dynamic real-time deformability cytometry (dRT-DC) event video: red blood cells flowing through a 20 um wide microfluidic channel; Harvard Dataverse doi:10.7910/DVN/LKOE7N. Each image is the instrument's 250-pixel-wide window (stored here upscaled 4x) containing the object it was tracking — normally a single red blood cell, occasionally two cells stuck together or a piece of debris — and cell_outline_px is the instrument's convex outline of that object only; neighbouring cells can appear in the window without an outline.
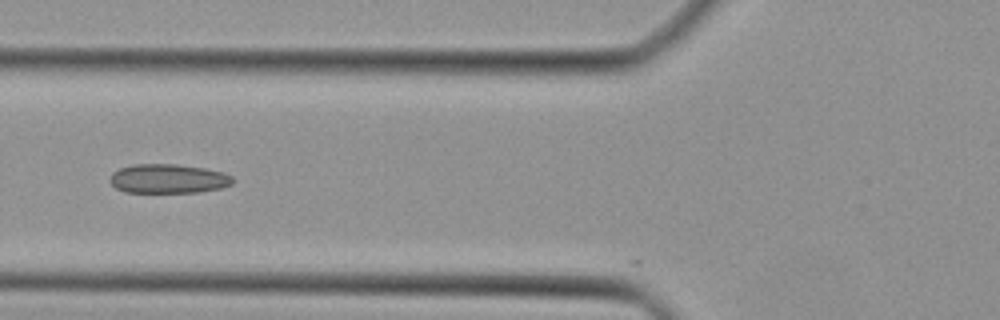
{"species": "Egyptian fruit bat (a non-hibernating species)", "species_latin": "Rousettus aegyptiacus", "temperature_condition": "cold", "stored_images_in_passage": 8, "camera_frame_rate_fps": 3000, "um_per_image_px": 0.085, "animal": {"sex": "female"}, "frame": {"image": 1, "passage_image": 6, "time_ms": 1.667, "image_size_px": [1000, 320], "cell_outline_px": [[236, 180], [232, 184], [220, 188], [200, 192], [124, 192], [116, 188], [108, 180], [112, 172], [120, 168], [132, 164], [176, 164], [204, 168], [224, 172], [232, 176]], "centroid_in_image_um": [14.3, 15.18], "position_along_channel_um": 111.5, "area_um2": 21.1}}